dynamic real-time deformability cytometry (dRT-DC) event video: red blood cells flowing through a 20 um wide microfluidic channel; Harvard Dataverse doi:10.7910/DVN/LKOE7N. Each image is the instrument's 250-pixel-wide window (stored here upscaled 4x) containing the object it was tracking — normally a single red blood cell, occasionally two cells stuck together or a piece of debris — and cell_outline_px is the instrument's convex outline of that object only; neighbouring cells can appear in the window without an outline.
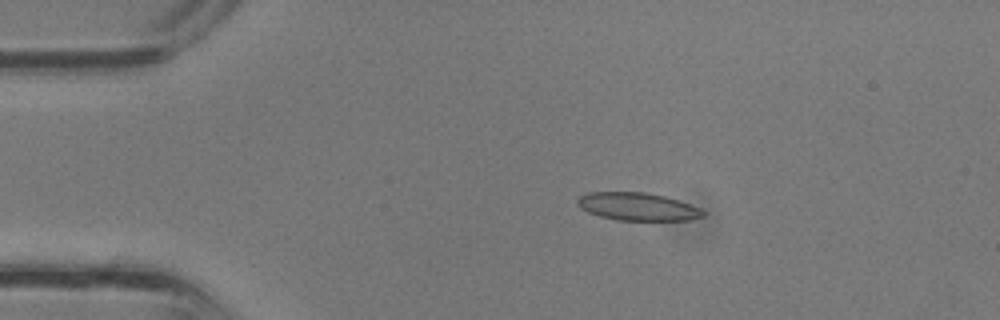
{"species": "common noctule bat (a hibernating species)", "species_latin": "Nyctalus noctula", "temperature_condition": "room temperature", "stored_images_in_passage": 36, "camera_frame_rate_fps": 3000, "um_per_image_px": 0.085, "animal": {"sex": "male", "body_mass_g": 13.3}, "frame": {"image": 1, "passage_image": 6, "time_ms": 1.667, "image_size_px": [1000, 320], "cell_outline_px": [[704, 216], [688, 220], [616, 220], [600, 216], [588, 212], [580, 208], [576, 204], [576, 200], [580, 196], [588, 192], [644, 192], [664, 196], [700, 208], [704, 212]], "centroid_in_image_um": [54.14, 17.56], "position_along_channel_um": 30.9, "area_um2": 20.23}}
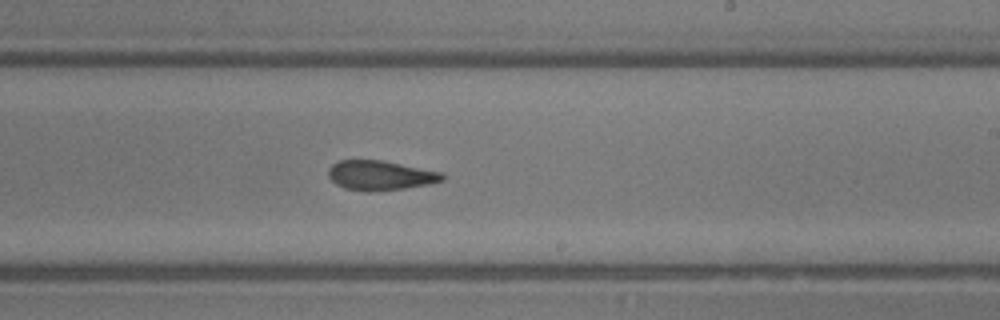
{"frame": {"image": 2, "passage_image": 21, "time_ms": 6.667, "image_size_px": [1000, 320], "cell_outline_px": [[444, 180], [428, 184], [404, 188], [368, 192], [344, 188], [336, 184], [328, 176], [328, 172], [332, 164], [340, 160], [380, 160], [440, 172], [444, 176]], "centroid_in_image_um": [32.28, 14.91], "position_along_channel_um": 256.7, "area_um2": 19.36}}
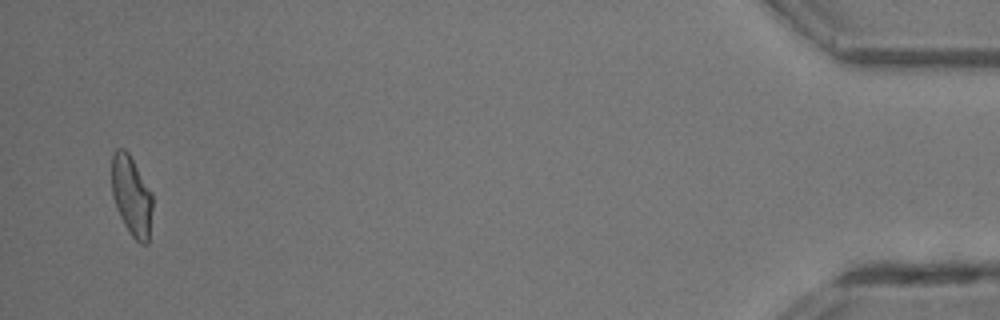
{"frame": {"image": 3, "passage_image": 35, "time_ms": 11.333, "image_size_px": [1000, 320], "cell_outline_px": [[152, 208], [148, 244], [140, 244], [132, 236], [124, 224], [116, 208], [112, 196], [112, 156], [116, 148], [124, 148], [128, 152], [152, 192]], "centroid_in_image_um": [11.18, 16.65], "position_along_channel_um": 424.0, "area_um2": 19.02}}